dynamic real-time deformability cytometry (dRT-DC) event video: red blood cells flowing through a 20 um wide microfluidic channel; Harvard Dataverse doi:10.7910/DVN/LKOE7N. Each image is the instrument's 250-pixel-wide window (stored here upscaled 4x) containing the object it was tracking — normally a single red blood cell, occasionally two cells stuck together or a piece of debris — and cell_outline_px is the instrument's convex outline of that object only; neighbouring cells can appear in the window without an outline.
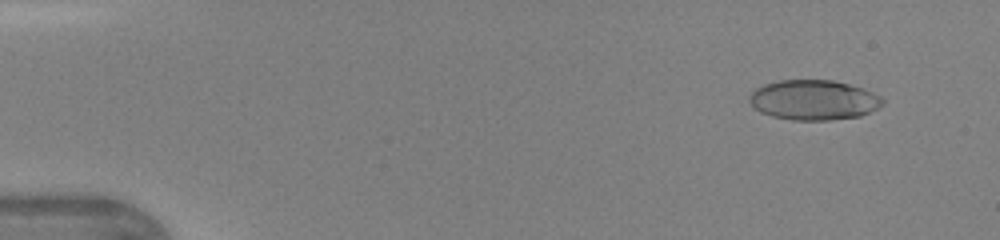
{"species": "human", "species_latin": "Homo sapiens", "temperature_condition": "warm", "stored_images_in_passage": 11, "camera_frame_rate_fps": 3000, "um_per_image_px": 0.085, "donor": {"sex": "female"}, "frame": {"image": 1, "passage_image": 2, "time_ms": 0.333, "image_size_px": [1000, 240], "cell_outline_px": [[884, 104], [860, 116], [828, 120], [792, 120], [772, 116], [760, 112], [748, 100], [748, 96], [756, 88], [764, 84], [780, 80], [832, 80], [864, 88], [880, 96], [884, 100]], "centroid_in_image_um": [69.15, 8.49], "position_along_channel_um": 15.8, "area_um2": 30.98}}
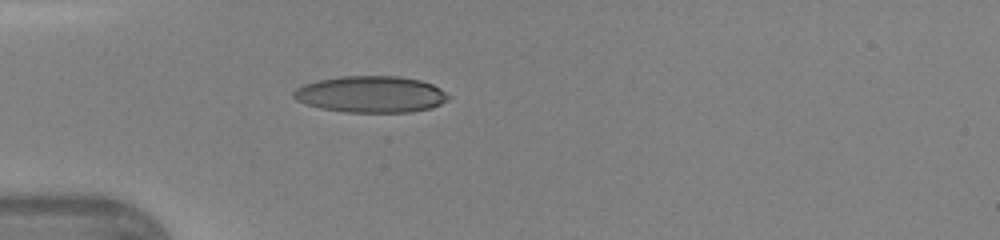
{"frame": {"image": 2, "passage_image": 11, "time_ms": 3.333, "image_size_px": [1000, 240], "cell_outline_px": [[452, 96], [448, 100], [432, 108], [408, 112], [344, 112], [320, 108], [296, 100], [292, 96], [292, 92], [296, 88], [304, 84], [316, 80], [340, 76], [400, 76], [420, 80], [432, 84], [440, 88]], "centroid_in_image_um": [31.53, 8.01], "position_along_channel_um": 53.5, "area_um2": 33.18}}